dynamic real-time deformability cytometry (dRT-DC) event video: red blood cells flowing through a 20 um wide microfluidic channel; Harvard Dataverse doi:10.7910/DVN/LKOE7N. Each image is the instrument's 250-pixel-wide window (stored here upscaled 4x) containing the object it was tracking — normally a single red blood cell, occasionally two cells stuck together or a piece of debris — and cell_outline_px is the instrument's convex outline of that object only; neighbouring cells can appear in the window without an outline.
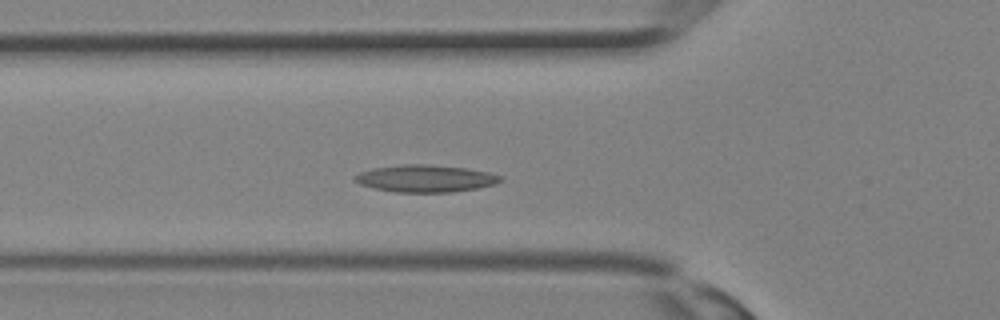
{"species": "Egyptian fruit bat (a non-hibernating species)", "species_latin": "Rousettus aegyptiacus", "temperature_condition": "room temperature", "stored_images_in_passage": 30, "camera_frame_rate_fps": 3000, "um_per_image_px": 0.085, "animal": {"sex": "female"}, "frame": {"image": 1, "passage_image": 9, "time_ms": 2.667, "image_size_px": [1000, 320], "cell_outline_px": [[504, 180], [496, 184], [476, 188], [452, 192], [396, 192], [376, 188], [360, 184], [352, 180], [352, 176], [360, 172], [372, 168], [400, 164], [428, 164], [468, 168], [488, 172], [504, 176]], "centroid_in_image_um": [36.18, 15.16], "position_along_channel_um": 89.6, "area_um2": 23.29}}
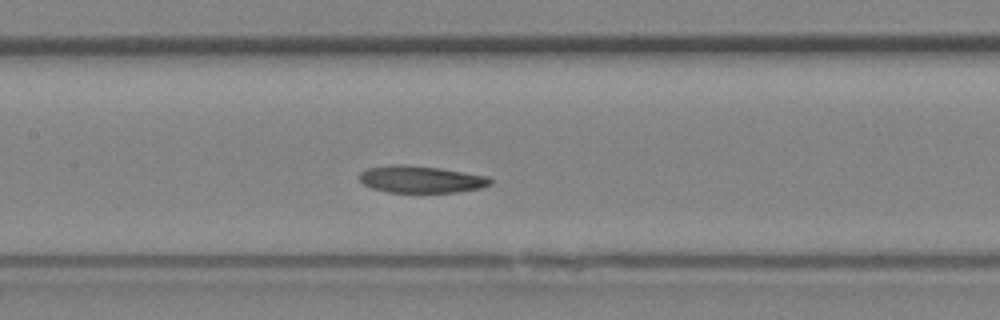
{"frame": {"image": 2, "passage_image": 13, "time_ms": 4.0, "image_size_px": [1000, 320], "cell_outline_px": [[492, 184], [480, 188], [456, 192], [388, 192], [372, 188], [364, 184], [360, 180], [360, 172], [368, 168], [392, 164], [404, 164], [440, 168], [488, 176], [492, 180]], "centroid_in_image_um": [35.79, 15.23], "position_along_channel_um": 171.6, "area_um2": 20.58}}
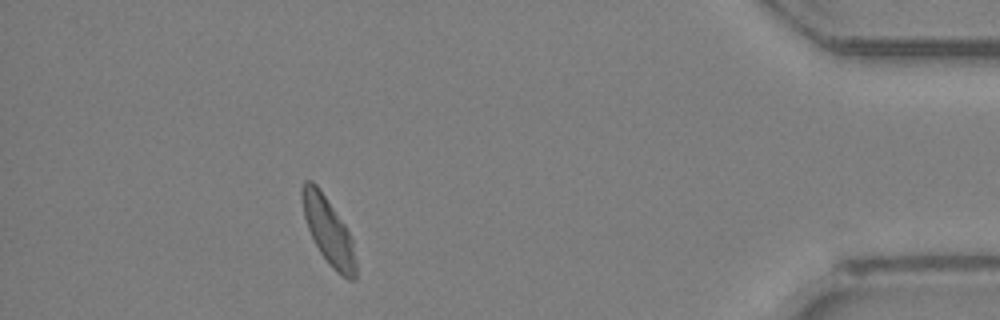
{"frame": {"image": 3, "passage_image": 27, "time_ms": 8.667, "image_size_px": [1000, 320], "cell_outline_px": [[356, 280], [348, 280], [336, 272], [332, 268], [320, 252], [308, 228], [304, 216], [300, 196], [300, 188], [304, 180], [312, 180], [316, 184], [344, 224], [352, 240], [356, 264]], "centroid_in_image_um": [27.89, 19.62], "position_along_channel_um": 407.3, "area_um2": 20.69}}